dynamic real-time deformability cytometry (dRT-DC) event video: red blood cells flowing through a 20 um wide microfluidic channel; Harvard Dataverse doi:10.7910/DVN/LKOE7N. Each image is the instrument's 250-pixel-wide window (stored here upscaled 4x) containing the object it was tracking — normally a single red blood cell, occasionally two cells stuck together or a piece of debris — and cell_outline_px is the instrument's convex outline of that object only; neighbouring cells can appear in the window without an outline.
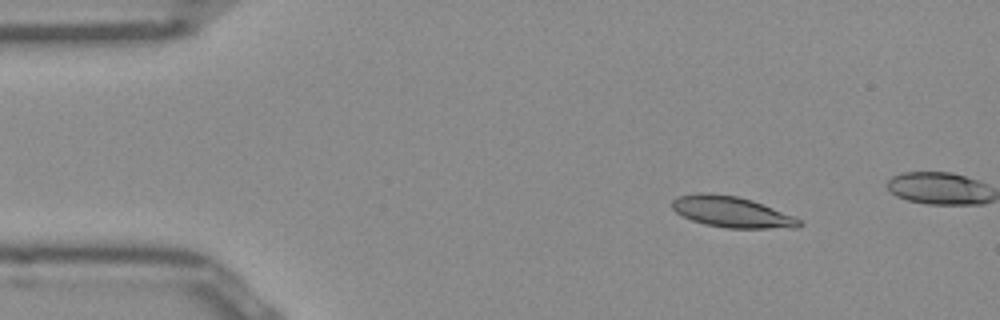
{"species": "Egyptian fruit bat (a non-hibernating species)", "species_latin": "Rousettus aegyptiacus", "temperature_condition": "room temperature", "stored_images_in_passage": 7, "camera_frame_rate_fps": 3000, "um_per_image_px": 0.085, "frame": {"image": 1, "passage_image": 1, "time_ms": 0.0, "image_size_px": [1000, 320], "cell_outline_px": [[804, 224], [796, 228], [728, 228], [704, 224], [692, 220], [676, 212], [672, 208], [672, 200], [676, 196], [696, 192], [708, 192], [736, 196], [752, 200], [792, 216], [800, 220]], "centroid_in_image_um": [62.15, 18.0], "position_along_channel_um": 22.9, "area_um2": 22.89}}